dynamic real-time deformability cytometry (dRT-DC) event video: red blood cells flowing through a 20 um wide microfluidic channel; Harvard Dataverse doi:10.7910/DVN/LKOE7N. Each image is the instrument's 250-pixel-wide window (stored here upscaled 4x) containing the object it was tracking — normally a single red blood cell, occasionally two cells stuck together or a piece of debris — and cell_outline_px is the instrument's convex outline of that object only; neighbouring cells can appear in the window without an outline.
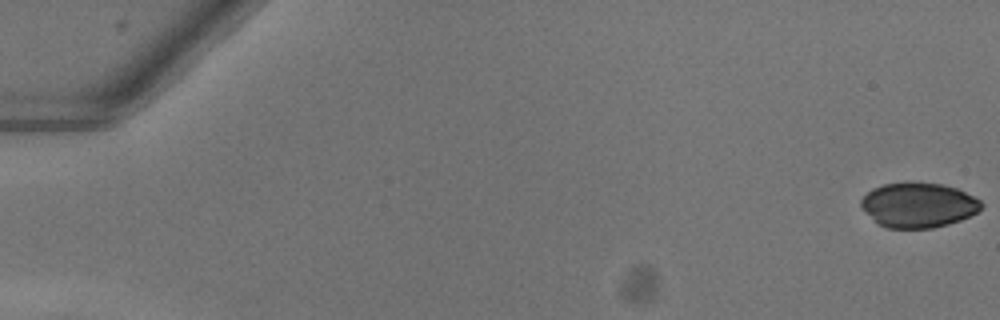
{"species": "common noctule bat (a hibernating species)", "species_latin": "Nyctalus noctula", "temperature_condition": "warm", "stored_images_in_passage": 3, "camera_frame_rate_fps": 3000, "um_per_image_px": 0.085, "animal": {"sex": "female"}, "frame": {"image": 1, "passage_image": 1, "time_ms": 0.0, "image_size_px": [1000, 320], "cell_outline_px": [[984, 204], [976, 212], [960, 220], [948, 224], [932, 228], [888, 228], [880, 224], [860, 204], [860, 200], [872, 188], [884, 184], [940, 184], [956, 188], [980, 200]], "centroid_in_image_um": [78.08, 17.45], "position_along_channel_um": 6.9, "area_um2": 30.46}}